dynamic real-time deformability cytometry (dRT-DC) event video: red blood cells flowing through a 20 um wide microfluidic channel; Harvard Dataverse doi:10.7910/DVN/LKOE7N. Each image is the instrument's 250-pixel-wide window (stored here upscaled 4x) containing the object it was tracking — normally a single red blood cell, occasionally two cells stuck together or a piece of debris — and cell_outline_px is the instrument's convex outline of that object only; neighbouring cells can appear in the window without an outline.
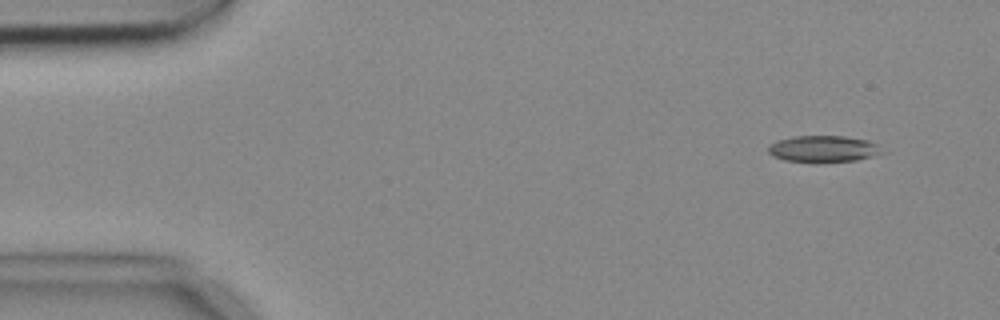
{"species": "common noctule bat (a hibernating species)", "species_latin": "Nyctalus noctula", "temperature_condition": "cold", "stored_images_in_passage": 5, "camera_frame_rate_fps": 3000, "um_per_image_px": 0.085, "animal": {"sex": "female", "body_mass_g": 18.4}, "frame": {"image": 1, "passage_image": 1, "time_ms": 0.0, "image_size_px": [1000, 320], "cell_outline_px": [[888, 152], [856, 160], [816, 164], [784, 160], [772, 156], [768, 152], [768, 144], [776, 140], [796, 136], [844, 136], [868, 140], [880, 144]], "centroid_in_image_um": [70.02, 12.67], "position_along_channel_um": 15.0, "area_um2": 18.38}}